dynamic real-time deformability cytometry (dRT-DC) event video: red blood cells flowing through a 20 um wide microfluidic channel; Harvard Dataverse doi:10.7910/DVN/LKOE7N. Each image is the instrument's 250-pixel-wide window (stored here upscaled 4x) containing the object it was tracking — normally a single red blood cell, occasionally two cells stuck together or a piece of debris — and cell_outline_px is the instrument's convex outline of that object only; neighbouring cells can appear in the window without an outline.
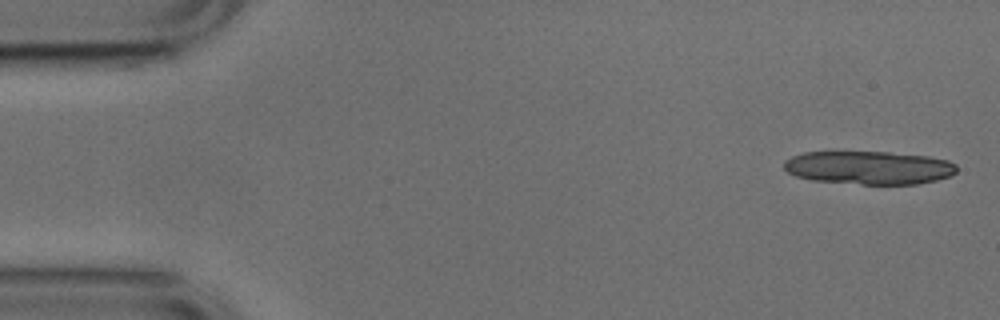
{"species": "common noctule bat (a hibernating species)", "species_latin": "Nyctalus noctula", "temperature_condition": "cold", "stored_images_in_passage": 13, "camera_frame_rate_fps": 3000, "um_per_image_px": 0.085, "animal": {"sex": "male", "body_mass_g": 17.9, "forearm_length_mm": 54.2}, "frame": {"image": 1, "passage_image": 1, "time_ms": 0.0, "image_size_px": [1000, 320], "cell_outline_px": [[956, 172], [952, 176], [936, 180], [916, 184], [860, 184], [812, 180], [796, 176], [788, 172], [784, 168], [784, 160], [792, 156], [804, 152], [888, 152], [928, 156], [948, 160], [956, 164]], "centroid_in_image_um": [73.87, 14.25], "position_along_channel_um": 11.1, "area_um2": 33.58}}